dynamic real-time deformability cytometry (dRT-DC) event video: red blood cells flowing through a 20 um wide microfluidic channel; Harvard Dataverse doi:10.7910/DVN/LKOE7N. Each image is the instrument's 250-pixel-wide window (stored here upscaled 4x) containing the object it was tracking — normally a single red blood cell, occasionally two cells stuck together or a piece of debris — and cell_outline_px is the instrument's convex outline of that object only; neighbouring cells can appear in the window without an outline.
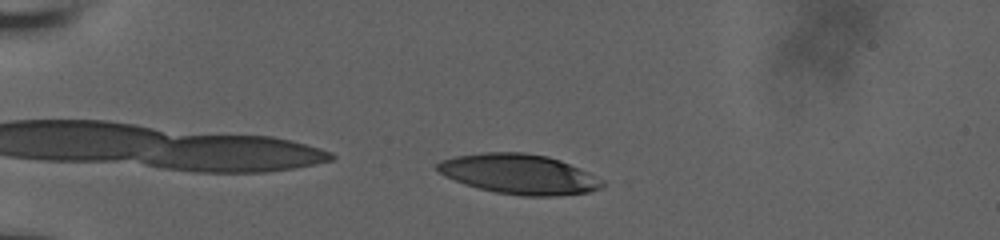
{"species": "human", "species_latin": "Homo sapiens", "temperature_condition": "room temperature", "stored_images_in_passage": 39, "camera_frame_rate_fps": 3000, "um_per_image_px": 0.085, "donor": {"sex": "male"}, "frame": {"image": 1, "passage_image": 3, "time_ms": 0.667, "image_size_px": [1000, 240], "cell_outline_px": [[604, 184], [600, 188], [588, 192], [556, 196], [520, 196], [496, 192], [464, 184], [444, 176], [436, 168], [436, 164], [440, 160], [456, 156], [484, 152], [524, 152], [548, 156], [560, 160], [580, 168], [604, 180]], "centroid_in_image_um": [44.12, 14.79], "position_along_channel_um": 40.9, "area_um2": 38.44}}
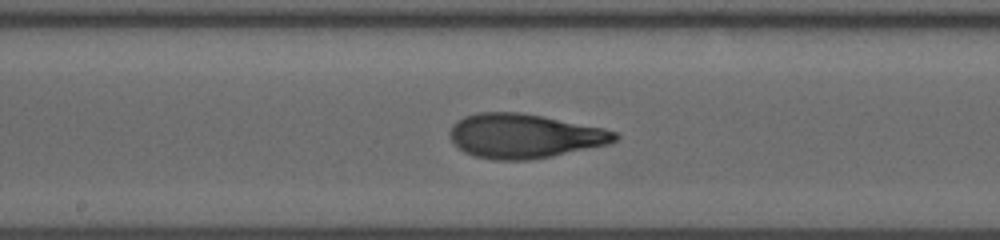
{"frame": {"image": 2, "passage_image": 20, "time_ms": 6.333, "image_size_px": [1000, 240], "cell_outline_px": [[620, 136], [616, 140], [608, 144], [552, 156], [528, 160], [496, 160], [476, 156], [464, 152], [448, 136], [448, 132], [452, 124], [464, 116], [476, 112], [520, 112], [544, 116], [604, 128], [616, 132]], "centroid_in_image_um": [44.55, 11.54], "position_along_channel_um": 203.6, "area_um2": 42.71}}
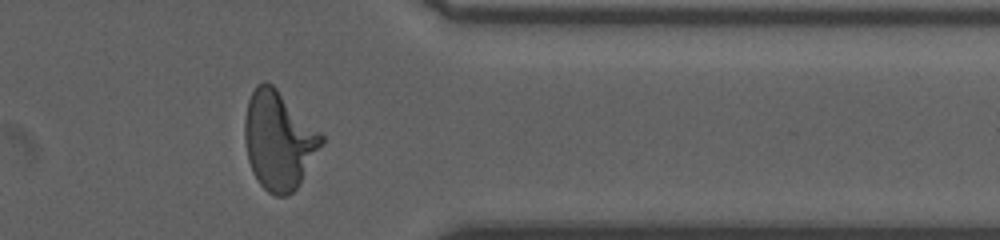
{"frame": {"image": 3, "passage_image": 35, "time_ms": 11.333, "image_size_px": [1000, 240], "cell_outline_px": [[324, 140], [300, 184], [288, 196], [276, 196], [268, 192], [260, 184], [252, 172], [248, 160], [244, 140], [244, 120], [248, 100], [256, 84], [264, 80], [272, 84], [324, 136]], "centroid_in_image_um": [23.66, 11.94], "position_along_channel_um": 387.7, "area_um2": 43.75}, "authors_computed_cell_mechanics": {"area_um2": 41.5004, "velocity_mm_per_s": 3.8297, "shape_relaxation_time_tau1_ms": 5.3267, "shape_relaxation_time_tau2_ms": 1.048, "deformation_change_tau1": 0.2652, "deformation_change_tau2": 0.0733}}